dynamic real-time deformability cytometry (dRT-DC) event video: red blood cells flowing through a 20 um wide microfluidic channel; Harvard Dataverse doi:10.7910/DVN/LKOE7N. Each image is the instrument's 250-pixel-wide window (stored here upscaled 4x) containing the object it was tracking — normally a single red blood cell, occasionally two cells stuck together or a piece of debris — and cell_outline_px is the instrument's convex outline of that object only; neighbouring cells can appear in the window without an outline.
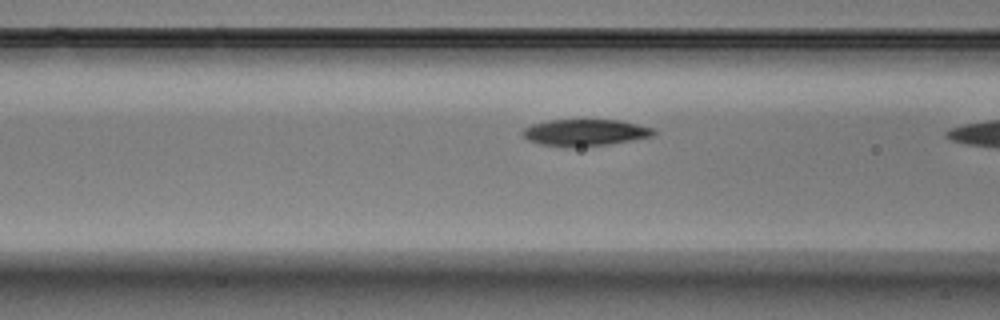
{"species": "Egyptian fruit bat (a non-hibernating species)", "species_latin": "Rousettus aegyptiacus", "temperature_condition": "warm", "stored_images_in_passage": 8, "camera_frame_rate_fps": 3000, "um_per_image_px": 0.085, "animal": {"sex": "male"}, "frame": {"image": 1, "passage_image": 7, "time_ms": 2.0, "image_size_px": [1000, 320], "cell_outline_px": [[660, 132], [652, 136], [632, 140], [608, 144], [568, 148], [540, 144], [528, 140], [520, 132], [524, 128], [532, 124], [548, 120], [620, 120], [656, 128]], "centroid_in_image_um": [49.76, 11.27], "position_along_channel_um": 116.8, "area_um2": 20.63}}